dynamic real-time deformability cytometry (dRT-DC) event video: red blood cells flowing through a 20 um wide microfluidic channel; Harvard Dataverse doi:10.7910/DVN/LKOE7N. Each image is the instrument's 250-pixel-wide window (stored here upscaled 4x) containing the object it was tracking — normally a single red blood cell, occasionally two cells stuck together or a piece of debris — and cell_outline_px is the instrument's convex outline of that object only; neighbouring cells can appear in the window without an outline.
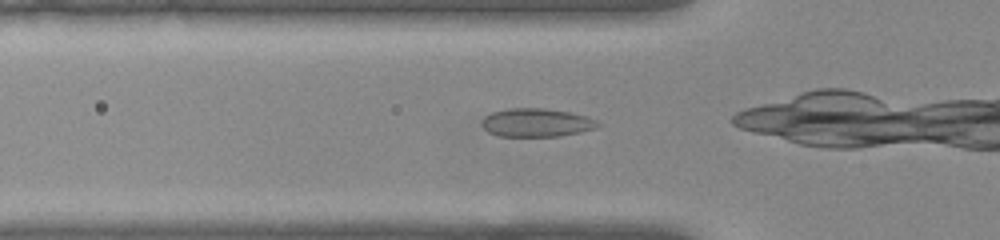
{"species": "common noctule bat (a hibernating species)", "species_latin": "Nyctalus noctula", "temperature_condition": "warm", "stored_images_in_passage": 33, "camera_frame_rate_fps": 3000, "um_per_image_px": 0.085, "animal": {"sex": "female", "body_mass_g": 22.0, "forearm_length_mm": 56.7}, "frame": {"image": 1, "passage_image": 10, "time_ms": 3.0, "image_size_px": [1000, 240], "cell_outline_px": [[600, 124], [596, 128], [580, 132], [560, 136], [500, 136], [488, 132], [480, 124], [484, 116], [492, 112], [508, 108], [544, 108], [568, 112], [588, 116], [596, 120]], "centroid_in_image_um": [45.58, 10.42], "position_along_channel_um": 80.2, "area_um2": 19.25}}
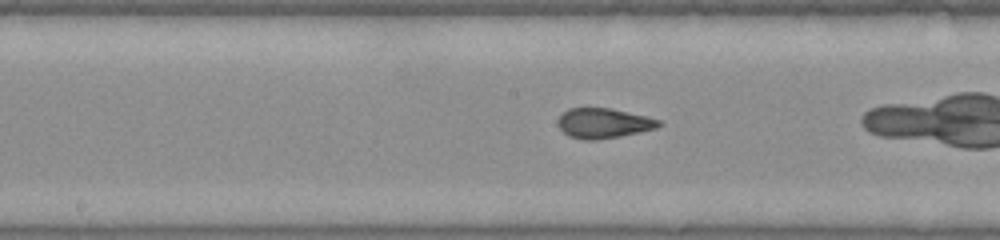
{"frame": {"image": 2, "passage_image": 19, "time_ms": 6.0, "image_size_px": [1000, 240], "cell_outline_px": [[664, 124], [656, 128], [640, 132], [620, 136], [596, 140], [584, 140], [568, 136], [560, 128], [556, 120], [568, 108], [612, 108], [660, 120]], "centroid_in_image_um": [51.29, 10.47], "position_along_channel_um": 196.9, "area_um2": 17.63}}
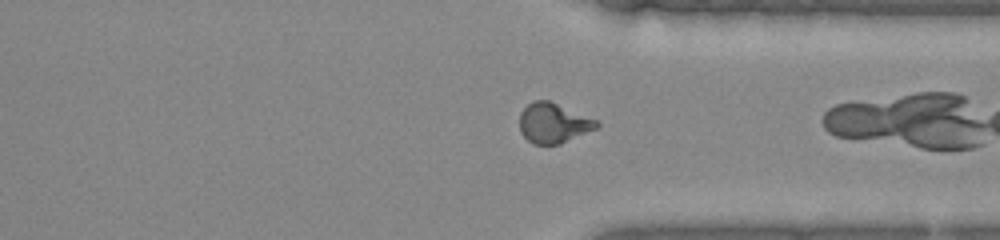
{"frame": {"image": 3, "passage_image": 32, "time_ms": 10.333, "image_size_px": [1000, 240], "cell_outline_px": [[600, 124], [596, 128], [560, 144], [532, 144], [520, 132], [520, 112], [532, 100], [548, 100], [596, 120]], "centroid_in_image_um": [47.0, 10.46], "position_along_channel_um": 364.4, "area_um2": 17.69}}